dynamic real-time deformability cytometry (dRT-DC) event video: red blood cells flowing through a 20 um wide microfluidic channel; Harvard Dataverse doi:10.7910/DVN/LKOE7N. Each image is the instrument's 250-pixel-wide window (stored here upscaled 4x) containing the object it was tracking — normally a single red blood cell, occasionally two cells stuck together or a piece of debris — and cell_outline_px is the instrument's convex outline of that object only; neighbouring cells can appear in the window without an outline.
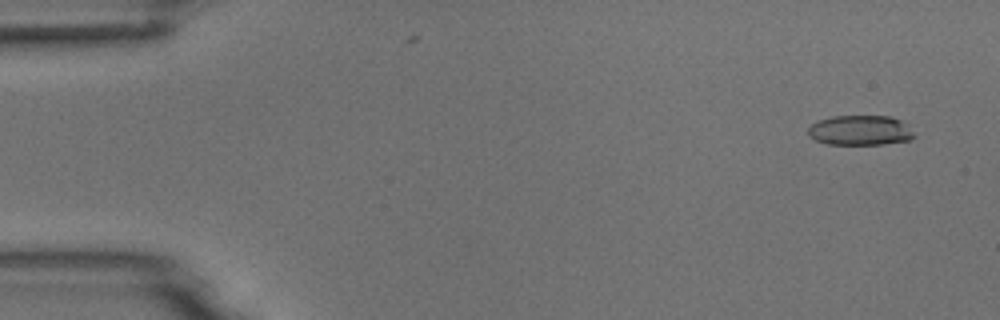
{"species": "common noctule bat (a hibernating species)", "species_latin": "Nyctalus noctula", "temperature_condition": "room temperature", "stored_images_in_passage": 20, "camera_frame_rate_fps": 3000, "um_per_image_px": 0.085, "animal": {"sex": "male", "body_mass_g": 18.8}, "frame": {"image": 1, "passage_image": 3, "time_ms": 0.667, "image_size_px": [1000, 320], "cell_outline_px": [[916, 136], [912, 140], [884, 144], [828, 144], [816, 140], [808, 136], [808, 128], [812, 124], [820, 120], [832, 116], [892, 116], [904, 120], [908, 124]], "centroid_in_image_um": [73.19, 11.07], "position_along_channel_um": 11.8, "area_um2": 18.79}}
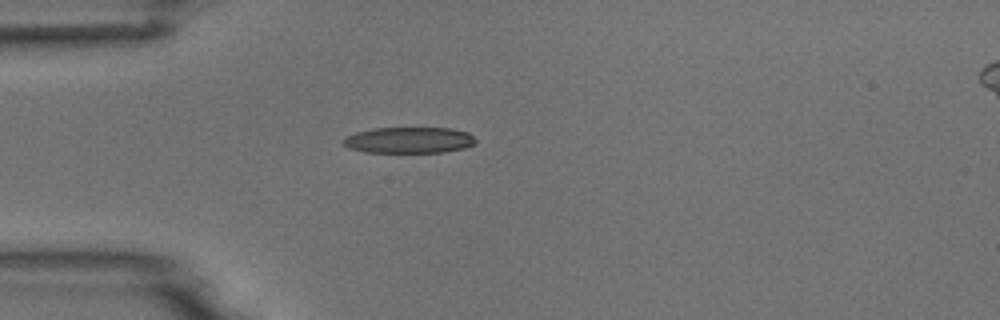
{"frame": {"image": 2, "passage_image": 15, "time_ms": 4.667, "image_size_px": [1000, 320], "cell_outline_px": [[476, 144], [464, 148], [444, 152], [364, 152], [348, 148], [344, 144], [344, 140], [348, 136], [356, 132], [376, 128], [452, 128], [468, 132], [476, 140]], "centroid_in_image_um": [34.81, 11.91], "position_along_channel_um": 50.2, "area_um2": 20.06}}